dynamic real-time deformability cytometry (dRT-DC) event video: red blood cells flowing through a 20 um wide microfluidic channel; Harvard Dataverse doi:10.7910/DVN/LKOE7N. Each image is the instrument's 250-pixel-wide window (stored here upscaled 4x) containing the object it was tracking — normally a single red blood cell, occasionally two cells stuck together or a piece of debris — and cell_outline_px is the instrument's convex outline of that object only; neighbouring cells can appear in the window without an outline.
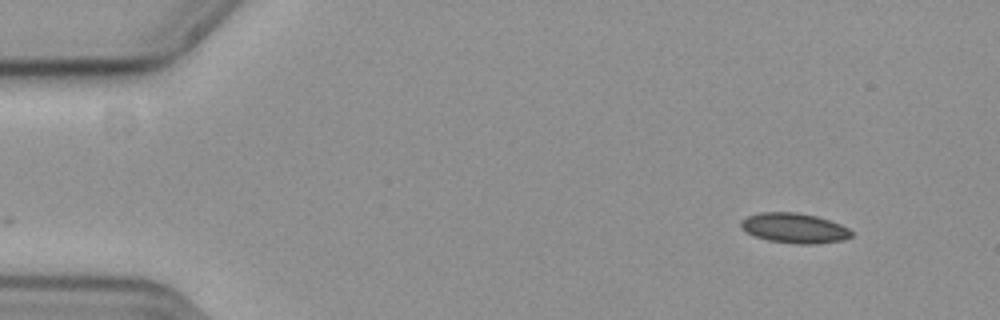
{"species": "common noctule bat (a hibernating species)", "species_latin": "Nyctalus noctula", "temperature_condition": "cold", "stored_images_in_passage": 12, "camera_frame_rate_fps": 3000, "um_per_image_px": 0.085, "animal": {"sex": "female", "body_mass_g": 19.3, "forearm_length_mm": 54.1}, "frame": {"image": 1, "passage_image": 1, "time_ms": 0.0, "image_size_px": [1000, 320], "cell_outline_px": [[852, 236], [844, 240], [816, 244], [796, 244], [768, 240], [756, 236], [740, 228], [740, 220], [748, 216], [760, 212], [796, 212], [816, 216], [840, 224], [848, 228], [852, 232]], "centroid_in_image_um": [67.52, 19.39], "position_along_channel_um": 17.5, "area_um2": 19.31}}